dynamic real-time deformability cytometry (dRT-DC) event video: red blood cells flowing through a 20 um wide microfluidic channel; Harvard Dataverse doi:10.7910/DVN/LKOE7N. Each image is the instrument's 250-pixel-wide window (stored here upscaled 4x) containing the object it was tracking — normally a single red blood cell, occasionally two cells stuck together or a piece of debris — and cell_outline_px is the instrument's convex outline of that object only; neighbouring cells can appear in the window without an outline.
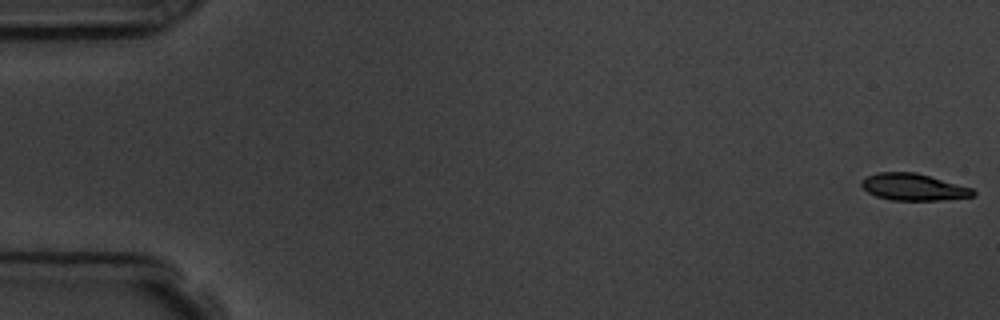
{"species": "common noctule bat (a hibernating species)", "species_latin": "Nyctalus noctula", "temperature_condition": "room temperature", "stored_images_in_passage": 8, "camera_frame_rate_fps": 3000, "um_per_image_px": 0.085, "animal": {"sex": "male", "body_mass_g": 19.5, "forearm_length_mm": 54.6}, "frame": {"image": 1, "passage_image": 1, "time_ms": 0.0, "image_size_px": [1000, 320], "cell_outline_px": [[976, 196], [940, 200], [892, 200], [876, 196], [868, 192], [860, 184], [860, 180], [876, 172], [916, 172], [972, 188], [976, 192]], "centroid_in_image_um": [77.64, 15.89], "position_along_channel_um": 7.4, "area_um2": 17.46}}
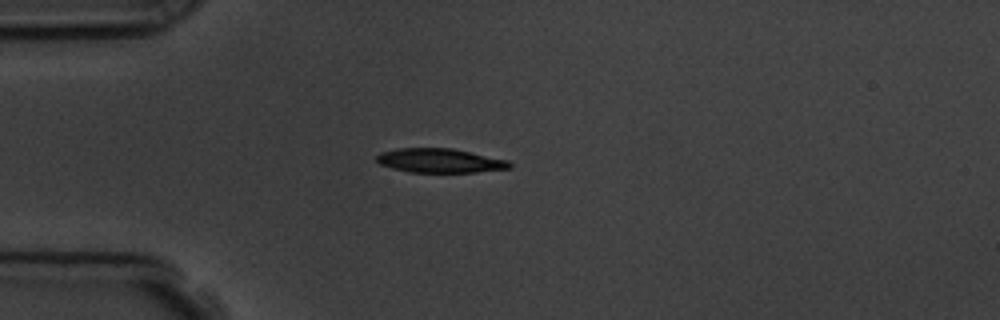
{"frame": {"image": 2, "passage_image": 5, "time_ms": 4.667, "image_size_px": [1000, 320], "cell_outline_px": [[512, 168], [476, 172], [408, 172], [392, 168], [380, 164], [376, 160], [376, 156], [380, 152], [396, 148], [452, 148], [508, 160], [512, 164]], "centroid_in_image_um": [37.38, 13.65], "position_along_channel_um": 47.6, "area_um2": 18.79}}
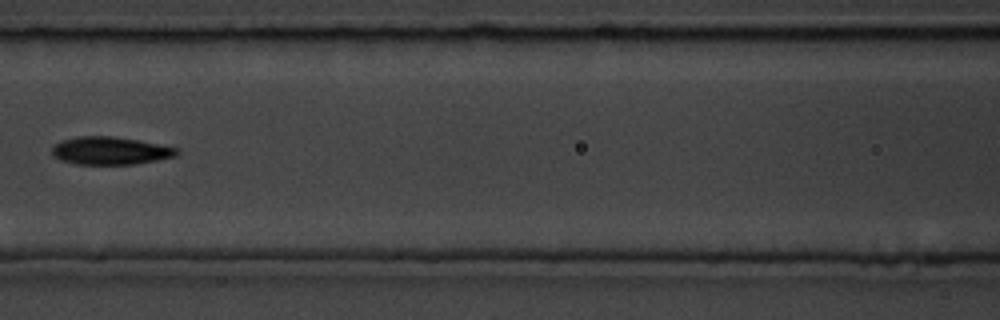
{"frame": {"image": 3, "passage_image": 8, "time_ms": 8.0, "image_size_px": [1000, 320], "cell_outline_px": [[180, 152], [176, 156], [136, 164], [76, 164], [60, 160], [52, 152], [52, 148], [56, 144], [64, 140], [80, 136], [112, 136], [160, 144], [180, 148]], "centroid_in_image_um": [9.43, 12.81], "position_along_channel_um": 157.2, "area_um2": 20.06}}